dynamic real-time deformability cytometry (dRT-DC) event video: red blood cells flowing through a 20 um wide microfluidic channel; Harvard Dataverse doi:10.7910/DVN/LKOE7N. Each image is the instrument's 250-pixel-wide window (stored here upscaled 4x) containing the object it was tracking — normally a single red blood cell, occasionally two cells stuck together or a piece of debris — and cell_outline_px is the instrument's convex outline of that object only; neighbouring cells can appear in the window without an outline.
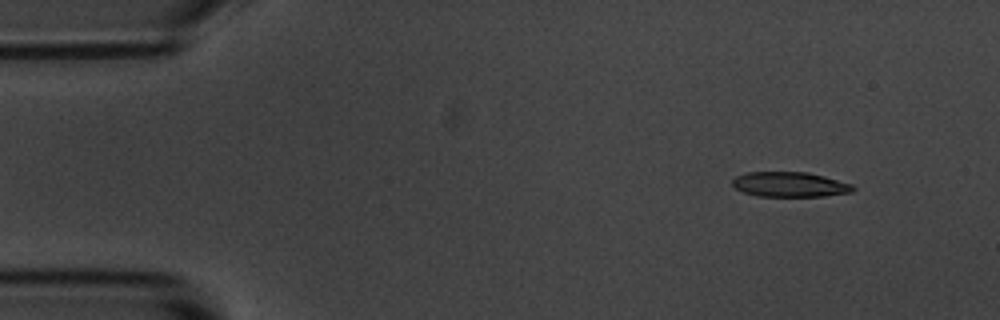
{"species": "common noctule bat (a hibernating species)", "species_latin": "Nyctalus noctula", "temperature_condition": "room temperature", "stored_images_in_passage": 3, "camera_frame_rate_fps": 3000, "um_per_image_px": 0.085, "animal": {"sex": "male", "body_mass_g": 20.1, "forearm_length_mm": 53.5}, "frame": {"image": 1, "passage_image": 1, "time_ms": 0.0, "image_size_px": [1000, 320], "cell_outline_px": [[856, 188], [852, 192], [824, 196], [756, 196], [744, 192], [736, 188], [732, 184], [732, 180], [736, 176], [744, 172], [808, 172], [824, 176], [852, 184]], "centroid_in_image_um": [67.13, 15.67], "position_along_channel_um": 17.9, "area_um2": 17.57}}